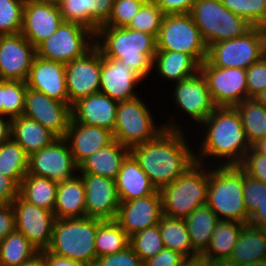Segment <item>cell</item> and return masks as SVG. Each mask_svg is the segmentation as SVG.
Listing matches in <instances>:
<instances>
[{
  "mask_svg": "<svg viewBox=\"0 0 266 266\" xmlns=\"http://www.w3.org/2000/svg\"><path fill=\"white\" fill-rule=\"evenodd\" d=\"M19 195V186L10 178L0 173V205L11 204Z\"/></svg>",
  "mask_w": 266,
  "mask_h": 266,
  "instance_id": "db71d44e",
  "label": "cell"
},
{
  "mask_svg": "<svg viewBox=\"0 0 266 266\" xmlns=\"http://www.w3.org/2000/svg\"><path fill=\"white\" fill-rule=\"evenodd\" d=\"M115 183L120 202L142 198L157 191L131 153L123 160Z\"/></svg>",
  "mask_w": 266,
  "mask_h": 266,
  "instance_id": "4316f807",
  "label": "cell"
},
{
  "mask_svg": "<svg viewBox=\"0 0 266 266\" xmlns=\"http://www.w3.org/2000/svg\"><path fill=\"white\" fill-rule=\"evenodd\" d=\"M156 124L149 107L140 96L119 102L113 130L114 140L131 149L150 141L164 129L163 124Z\"/></svg>",
  "mask_w": 266,
  "mask_h": 266,
  "instance_id": "9c48e42d",
  "label": "cell"
},
{
  "mask_svg": "<svg viewBox=\"0 0 266 266\" xmlns=\"http://www.w3.org/2000/svg\"><path fill=\"white\" fill-rule=\"evenodd\" d=\"M94 266H144V262L128 246L121 252L98 257Z\"/></svg>",
  "mask_w": 266,
  "mask_h": 266,
  "instance_id": "f907efd6",
  "label": "cell"
},
{
  "mask_svg": "<svg viewBox=\"0 0 266 266\" xmlns=\"http://www.w3.org/2000/svg\"><path fill=\"white\" fill-rule=\"evenodd\" d=\"M44 263L45 266H89L79 261L54 255L47 250H44Z\"/></svg>",
  "mask_w": 266,
  "mask_h": 266,
  "instance_id": "9f6ffc18",
  "label": "cell"
},
{
  "mask_svg": "<svg viewBox=\"0 0 266 266\" xmlns=\"http://www.w3.org/2000/svg\"><path fill=\"white\" fill-rule=\"evenodd\" d=\"M26 83L30 89L69 104L64 63L35 56Z\"/></svg>",
  "mask_w": 266,
  "mask_h": 266,
  "instance_id": "603a6c76",
  "label": "cell"
},
{
  "mask_svg": "<svg viewBox=\"0 0 266 266\" xmlns=\"http://www.w3.org/2000/svg\"><path fill=\"white\" fill-rule=\"evenodd\" d=\"M29 156L12 138L0 144V173L10 177L18 186L28 172Z\"/></svg>",
  "mask_w": 266,
  "mask_h": 266,
  "instance_id": "74e56055",
  "label": "cell"
},
{
  "mask_svg": "<svg viewBox=\"0 0 266 266\" xmlns=\"http://www.w3.org/2000/svg\"><path fill=\"white\" fill-rule=\"evenodd\" d=\"M252 147L260 154L266 155V137L259 139Z\"/></svg>",
  "mask_w": 266,
  "mask_h": 266,
  "instance_id": "6125c7cd",
  "label": "cell"
},
{
  "mask_svg": "<svg viewBox=\"0 0 266 266\" xmlns=\"http://www.w3.org/2000/svg\"><path fill=\"white\" fill-rule=\"evenodd\" d=\"M143 79L123 62L101 54L100 91L117 102L138 97L135 87Z\"/></svg>",
  "mask_w": 266,
  "mask_h": 266,
  "instance_id": "7402d4cb",
  "label": "cell"
},
{
  "mask_svg": "<svg viewBox=\"0 0 266 266\" xmlns=\"http://www.w3.org/2000/svg\"><path fill=\"white\" fill-rule=\"evenodd\" d=\"M165 14L152 0H147L133 17L129 29L154 35L156 38Z\"/></svg>",
  "mask_w": 266,
  "mask_h": 266,
  "instance_id": "7bdbcfd3",
  "label": "cell"
},
{
  "mask_svg": "<svg viewBox=\"0 0 266 266\" xmlns=\"http://www.w3.org/2000/svg\"><path fill=\"white\" fill-rule=\"evenodd\" d=\"M38 252L21 232L14 229L0 242V264L21 266Z\"/></svg>",
  "mask_w": 266,
  "mask_h": 266,
  "instance_id": "ab89813d",
  "label": "cell"
},
{
  "mask_svg": "<svg viewBox=\"0 0 266 266\" xmlns=\"http://www.w3.org/2000/svg\"><path fill=\"white\" fill-rule=\"evenodd\" d=\"M53 213L56 219L86 217L85 186L80 174L58 182Z\"/></svg>",
  "mask_w": 266,
  "mask_h": 266,
  "instance_id": "83f0119b",
  "label": "cell"
},
{
  "mask_svg": "<svg viewBox=\"0 0 266 266\" xmlns=\"http://www.w3.org/2000/svg\"><path fill=\"white\" fill-rule=\"evenodd\" d=\"M239 266H266V259L259 260L256 262L247 263V264H243V265H239Z\"/></svg>",
  "mask_w": 266,
  "mask_h": 266,
  "instance_id": "03108f58",
  "label": "cell"
},
{
  "mask_svg": "<svg viewBox=\"0 0 266 266\" xmlns=\"http://www.w3.org/2000/svg\"><path fill=\"white\" fill-rule=\"evenodd\" d=\"M247 224L266 230V198L257 205V208L249 215Z\"/></svg>",
  "mask_w": 266,
  "mask_h": 266,
  "instance_id": "6f0895ef",
  "label": "cell"
},
{
  "mask_svg": "<svg viewBox=\"0 0 266 266\" xmlns=\"http://www.w3.org/2000/svg\"><path fill=\"white\" fill-rule=\"evenodd\" d=\"M165 15L190 13L196 0H152Z\"/></svg>",
  "mask_w": 266,
  "mask_h": 266,
  "instance_id": "f5cc1de1",
  "label": "cell"
},
{
  "mask_svg": "<svg viewBox=\"0 0 266 266\" xmlns=\"http://www.w3.org/2000/svg\"><path fill=\"white\" fill-rule=\"evenodd\" d=\"M129 246L145 262L151 257L156 256L164 249L160 235L159 225H155L130 236Z\"/></svg>",
  "mask_w": 266,
  "mask_h": 266,
  "instance_id": "60d3db41",
  "label": "cell"
},
{
  "mask_svg": "<svg viewBox=\"0 0 266 266\" xmlns=\"http://www.w3.org/2000/svg\"><path fill=\"white\" fill-rule=\"evenodd\" d=\"M98 218L56 219L48 252L94 266Z\"/></svg>",
  "mask_w": 266,
  "mask_h": 266,
  "instance_id": "5b68a950",
  "label": "cell"
},
{
  "mask_svg": "<svg viewBox=\"0 0 266 266\" xmlns=\"http://www.w3.org/2000/svg\"><path fill=\"white\" fill-rule=\"evenodd\" d=\"M266 55V28L253 27L245 35L211 44L206 60L215 67L247 69Z\"/></svg>",
  "mask_w": 266,
  "mask_h": 266,
  "instance_id": "ba28073f",
  "label": "cell"
},
{
  "mask_svg": "<svg viewBox=\"0 0 266 266\" xmlns=\"http://www.w3.org/2000/svg\"><path fill=\"white\" fill-rule=\"evenodd\" d=\"M186 259L180 252L164 248L144 262V266H180Z\"/></svg>",
  "mask_w": 266,
  "mask_h": 266,
  "instance_id": "816d5d0a",
  "label": "cell"
},
{
  "mask_svg": "<svg viewBox=\"0 0 266 266\" xmlns=\"http://www.w3.org/2000/svg\"><path fill=\"white\" fill-rule=\"evenodd\" d=\"M95 46L102 56L120 60L142 79L152 73L157 52L154 35L127 27H99L95 33Z\"/></svg>",
  "mask_w": 266,
  "mask_h": 266,
  "instance_id": "3957f363",
  "label": "cell"
},
{
  "mask_svg": "<svg viewBox=\"0 0 266 266\" xmlns=\"http://www.w3.org/2000/svg\"><path fill=\"white\" fill-rule=\"evenodd\" d=\"M11 120L10 117L0 114V144L11 138Z\"/></svg>",
  "mask_w": 266,
  "mask_h": 266,
  "instance_id": "680465c9",
  "label": "cell"
},
{
  "mask_svg": "<svg viewBox=\"0 0 266 266\" xmlns=\"http://www.w3.org/2000/svg\"><path fill=\"white\" fill-rule=\"evenodd\" d=\"M248 98H254L266 89V55L246 69Z\"/></svg>",
  "mask_w": 266,
  "mask_h": 266,
  "instance_id": "c3c4849f",
  "label": "cell"
},
{
  "mask_svg": "<svg viewBox=\"0 0 266 266\" xmlns=\"http://www.w3.org/2000/svg\"><path fill=\"white\" fill-rule=\"evenodd\" d=\"M162 216V197L160 191L148 196L120 202L115 221L132 236L143 229L159 224Z\"/></svg>",
  "mask_w": 266,
  "mask_h": 266,
  "instance_id": "d6986e66",
  "label": "cell"
},
{
  "mask_svg": "<svg viewBox=\"0 0 266 266\" xmlns=\"http://www.w3.org/2000/svg\"><path fill=\"white\" fill-rule=\"evenodd\" d=\"M26 90L25 81L3 80V115L11 119L23 115Z\"/></svg>",
  "mask_w": 266,
  "mask_h": 266,
  "instance_id": "ee69618b",
  "label": "cell"
},
{
  "mask_svg": "<svg viewBox=\"0 0 266 266\" xmlns=\"http://www.w3.org/2000/svg\"><path fill=\"white\" fill-rule=\"evenodd\" d=\"M261 105L266 108V89L260 92L258 95L254 97Z\"/></svg>",
  "mask_w": 266,
  "mask_h": 266,
  "instance_id": "be15d7a7",
  "label": "cell"
},
{
  "mask_svg": "<svg viewBox=\"0 0 266 266\" xmlns=\"http://www.w3.org/2000/svg\"><path fill=\"white\" fill-rule=\"evenodd\" d=\"M78 172L69 144L64 137H58L50 145L29 156L28 174L62 182Z\"/></svg>",
  "mask_w": 266,
  "mask_h": 266,
  "instance_id": "4fadbf2b",
  "label": "cell"
},
{
  "mask_svg": "<svg viewBox=\"0 0 266 266\" xmlns=\"http://www.w3.org/2000/svg\"><path fill=\"white\" fill-rule=\"evenodd\" d=\"M202 125L206 131H203V142L198 146V153L195 152V161L198 163L210 165L209 162L204 163V160L214 157V161L220 159L216 162L221 166L239 165L252 147L235 107H216L200 127Z\"/></svg>",
  "mask_w": 266,
  "mask_h": 266,
  "instance_id": "7a4b0ae2",
  "label": "cell"
},
{
  "mask_svg": "<svg viewBox=\"0 0 266 266\" xmlns=\"http://www.w3.org/2000/svg\"><path fill=\"white\" fill-rule=\"evenodd\" d=\"M36 48L21 34L0 35V79L25 81Z\"/></svg>",
  "mask_w": 266,
  "mask_h": 266,
  "instance_id": "ac0fdd59",
  "label": "cell"
},
{
  "mask_svg": "<svg viewBox=\"0 0 266 266\" xmlns=\"http://www.w3.org/2000/svg\"><path fill=\"white\" fill-rule=\"evenodd\" d=\"M130 237L115 220L98 218L95 249L98 257L115 254L129 246Z\"/></svg>",
  "mask_w": 266,
  "mask_h": 266,
  "instance_id": "8d00e7d4",
  "label": "cell"
},
{
  "mask_svg": "<svg viewBox=\"0 0 266 266\" xmlns=\"http://www.w3.org/2000/svg\"><path fill=\"white\" fill-rule=\"evenodd\" d=\"M173 87V100L186 115L200 124L214 111V105L206 78L201 72L186 80L176 82Z\"/></svg>",
  "mask_w": 266,
  "mask_h": 266,
  "instance_id": "ffe728a7",
  "label": "cell"
},
{
  "mask_svg": "<svg viewBox=\"0 0 266 266\" xmlns=\"http://www.w3.org/2000/svg\"><path fill=\"white\" fill-rule=\"evenodd\" d=\"M247 175L266 183V155L251 147L238 165Z\"/></svg>",
  "mask_w": 266,
  "mask_h": 266,
  "instance_id": "681fc988",
  "label": "cell"
},
{
  "mask_svg": "<svg viewBox=\"0 0 266 266\" xmlns=\"http://www.w3.org/2000/svg\"><path fill=\"white\" fill-rule=\"evenodd\" d=\"M115 0H59L57 4L64 22L85 26L94 33L111 14Z\"/></svg>",
  "mask_w": 266,
  "mask_h": 266,
  "instance_id": "484cf974",
  "label": "cell"
},
{
  "mask_svg": "<svg viewBox=\"0 0 266 266\" xmlns=\"http://www.w3.org/2000/svg\"><path fill=\"white\" fill-rule=\"evenodd\" d=\"M95 46V33L74 22H62L50 37L36 47V56L64 64L84 56Z\"/></svg>",
  "mask_w": 266,
  "mask_h": 266,
  "instance_id": "30bf717a",
  "label": "cell"
},
{
  "mask_svg": "<svg viewBox=\"0 0 266 266\" xmlns=\"http://www.w3.org/2000/svg\"><path fill=\"white\" fill-rule=\"evenodd\" d=\"M266 259V230L245 224L229 259L222 266H239Z\"/></svg>",
  "mask_w": 266,
  "mask_h": 266,
  "instance_id": "4dcf8cb0",
  "label": "cell"
},
{
  "mask_svg": "<svg viewBox=\"0 0 266 266\" xmlns=\"http://www.w3.org/2000/svg\"><path fill=\"white\" fill-rule=\"evenodd\" d=\"M244 225L240 222L219 220L208 248L201 255L211 264L222 266L229 259Z\"/></svg>",
  "mask_w": 266,
  "mask_h": 266,
  "instance_id": "d6a6232c",
  "label": "cell"
},
{
  "mask_svg": "<svg viewBox=\"0 0 266 266\" xmlns=\"http://www.w3.org/2000/svg\"><path fill=\"white\" fill-rule=\"evenodd\" d=\"M184 220L190 235L192 247L201 255L208 248L219 218L206 204L195 209Z\"/></svg>",
  "mask_w": 266,
  "mask_h": 266,
  "instance_id": "836d02e7",
  "label": "cell"
},
{
  "mask_svg": "<svg viewBox=\"0 0 266 266\" xmlns=\"http://www.w3.org/2000/svg\"><path fill=\"white\" fill-rule=\"evenodd\" d=\"M158 225L164 248L180 252L186 258L199 255L192 247L184 218L162 215Z\"/></svg>",
  "mask_w": 266,
  "mask_h": 266,
  "instance_id": "d590c367",
  "label": "cell"
},
{
  "mask_svg": "<svg viewBox=\"0 0 266 266\" xmlns=\"http://www.w3.org/2000/svg\"><path fill=\"white\" fill-rule=\"evenodd\" d=\"M11 204L14 209L15 229L39 252L47 250L56 220L54 213L25 201L20 195Z\"/></svg>",
  "mask_w": 266,
  "mask_h": 266,
  "instance_id": "5bb4252c",
  "label": "cell"
},
{
  "mask_svg": "<svg viewBox=\"0 0 266 266\" xmlns=\"http://www.w3.org/2000/svg\"><path fill=\"white\" fill-rule=\"evenodd\" d=\"M85 186L86 217L115 220L120 200L114 179L80 174Z\"/></svg>",
  "mask_w": 266,
  "mask_h": 266,
  "instance_id": "44dd1931",
  "label": "cell"
},
{
  "mask_svg": "<svg viewBox=\"0 0 266 266\" xmlns=\"http://www.w3.org/2000/svg\"><path fill=\"white\" fill-rule=\"evenodd\" d=\"M266 198V183L245 174L243 171V199L250 215Z\"/></svg>",
  "mask_w": 266,
  "mask_h": 266,
  "instance_id": "7dc6e473",
  "label": "cell"
},
{
  "mask_svg": "<svg viewBox=\"0 0 266 266\" xmlns=\"http://www.w3.org/2000/svg\"><path fill=\"white\" fill-rule=\"evenodd\" d=\"M118 103L101 92L91 94L72 105V119L77 123L102 127L113 132Z\"/></svg>",
  "mask_w": 266,
  "mask_h": 266,
  "instance_id": "d4e9b609",
  "label": "cell"
},
{
  "mask_svg": "<svg viewBox=\"0 0 266 266\" xmlns=\"http://www.w3.org/2000/svg\"><path fill=\"white\" fill-rule=\"evenodd\" d=\"M157 51H180L200 64L207 58V46L190 13L165 15L159 29Z\"/></svg>",
  "mask_w": 266,
  "mask_h": 266,
  "instance_id": "8fae6325",
  "label": "cell"
},
{
  "mask_svg": "<svg viewBox=\"0 0 266 266\" xmlns=\"http://www.w3.org/2000/svg\"><path fill=\"white\" fill-rule=\"evenodd\" d=\"M15 229L12 204L0 205V242Z\"/></svg>",
  "mask_w": 266,
  "mask_h": 266,
  "instance_id": "11a10c76",
  "label": "cell"
},
{
  "mask_svg": "<svg viewBox=\"0 0 266 266\" xmlns=\"http://www.w3.org/2000/svg\"><path fill=\"white\" fill-rule=\"evenodd\" d=\"M209 166L195 162L171 184L159 191L162 197V215L186 218L195 209L207 203Z\"/></svg>",
  "mask_w": 266,
  "mask_h": 266,
  "instance_id": "8992f818",
  "label": "cell"
},
{
  "mask_svg": "<svg viewBox=\"0 0 266 266\" xmlns=\"http://www.w3.org/2000/svg\"><path fill=\"white\" fill-rule=\"evenodd\" d=\"M58 182L26 174L19 186V195L27 202L53 212Z\"/></svg>",
  "mask_w": 266,
  "mask_h": 266,
  "instance_id": "e575fe53",
  "label": "cell"
},
{
  "mask_svg": "<svg viewBox=\"0 0 266 266\" xmlns=\"http://www.w3.org/2000/svg\"><path fill=\"white\" fill-rule=\"evenodd\" d=\"M62 22L57 2L25 0L20 33L36 48L56 32Z\"/></svg>",
  "mask_w": 266,
  "mask_h": 266,
  "instance_id": "e0dca14e",
  "label": "cell"
},
{
  "mask_svg": "<svg viewBox=\"0 0 266 266\" xmlns=\"http://www.w3.org/2000/svg\"><path fill=\"white\" fill-rule=\"evenodd\" d=\"M147 0H115L108 21L100 27H127Z\"/></svg>",
  "mask_w": 266,
  "mask_h": 266,
  "instance_id": "bcb514c9",
  "label": "cell"
},
{
  "mask_svg": "<svg viewBox=\"0 0 266 266\" xmlns=\"http://www.w3.org/2000/svg\"><path fill=\"white\" fill-rule=\"evenodd\" d=\"M129 153V148L114 140L106 147L86 158L78 166L77 173L105 176L115 180L123 160Z\"/></svg>",
  "mask_w": 266,
  "mask_h": 266,
  "instance_id": "f546056e",
  "label": "cell"
},
{
  "mask_svg": "<svg viewBox=\"0 0 266 266\" xmlns=\"http://www.w3.org/2000/svg\"><path fill=\"white\" fill-rule=\"evenodd\" d=\"M64 138L69 144L77 166L86 158L114 141L112 131L102 127L77 123L72 118Z\"/></svg>",
  "mask_w": 266,
  "mask_h": 266,
  "instance_id": "cb8c5ba5",
  "label": "cell"
},
{
  "mask_svg": "<svg viewBox=\"0 0 266 266\" xmlns=\"http://www.w3.org/2000/svg\"><path fill=\"white\" fill-rule=\"evenodd\" d=\"M180 266H215V265L211 264L202 255H198L192 258H186Z\"/></svg>",
  "mask_w": 266,
  "mask_h": 266,
  "instance_id": "91938a15",
  "label": "cell"
},
{
  "mask_svg": "<svg viewBox=\"0 0 266 266\" xmlns=\"http://www.w3.org/2000/svg\"><path fill=\"white\" fill-rule=\"evenodd\" d=\"M210 163L206 204L219 220L247 224L249 215L243 199V170L238 165Z\"/></svg>",
  "mask_w": 266,
  "mask_h": 266,
  "instance_id": "277c9868",
  "label": "cell"
},
{
  "mask_svg": "<svg viewBox=\"0 0 266 266\" xmlns=\"http://www.w3.org/2000/svg\"><path fill=\"white\" fill-rule=\"evenodd\" d=\"M235 108L238 110L247 140L251 146L266 137V108L255 98L244 99Z\"/></svg>",
  "mask_w": 266,
  "mask_h": 266,
  "instance_id": "f35d334b",
  "label": "cell"
},
{
  "mask_svg": "<svg viewBox=\"0 0 266 266\" xmlns=\"http://www.w3.org/2000/svg\"><path fill=\"white\" fill-rule=\"evenodd\" d=\"M101 52L94 46L84 56L65 64V78L72 106L78 100L100 91Z\"/></svg>",
  "mask_w": 266,
  "mask_h": 266,
  "instance_id": "9a60e30c",
  "label": "cell"
},
{
  "mask_svg": "<svg viewBox=\"0 0 266 266\" xmlns=\"http://www.w3.org/2000/svg\"><path fill=\"white\" fill-rule=\"evenodd\" d=\"M21 266H45L44 250L38 252L31 259L25 261Z\"/></svg>",
  "mask_w": 266,
  "mask_h": 266,
  "instance_id": "94428289",
  "label": "cell"
},
{
  "mask_svg": "<svg viewBox=\"0 0 266 266\" xmlns=\"http://www.w3.org/2000/svg\"><path fill=\"white\" fill-rule=\"evenodd\" d=\"M169 121L153 139L130 149L157 190L174 182L196 162L194 148L189 146L182 127Z\"/></svg>",
  "mask_w": 266,
  "mask_h": 266,
  "instance_id": "6da1fadb",
  "label": "cell"
},
{
  "mask_svg": "<svg viewBox=\"0 0 266 266\" xmlns=\"http://www.w3.org/2000/svg\"><path fill=\"white\" fill-rule=\"evenodd\" d=\"M0 114L3 115V79H0Z\"/></svg>",
  "mask_w": 266,
  "mask_h": 266,
  "instance_id": "e7e4bbea",
  "label": "cell"
},
{
  "mask_svg": "<svg viewBox=\"0 0 266 266\" xmlns=\"http://www.w3.org/2000/svg\"><path fill=\"white\" fill-rule=\"evenodd\" d=\"M25 0H0V35L21 32Z\"/></svg>",
  "mask_w": 266,
  "mask_h": 266,
  "instance_id": "f6af8a7d",
  "label": "cell"
},
{
  "mask_svg": "<svg viewBox=\"0 0 266 266\" xmlns=\"http://www.w3.org/2000/svg\"><path fill=\"white\" fill-rule=\"evenodd\" d=\"M162 79L180 82L200 72V63L190 54L180 51H157L152 63Z\"/></svg>",
  "mask_w": 266,
  "mask_h": 266,
  "instance_id": "f1b7e54d",
  "label": "cell"
},
{
  "mask_svg": "<svg viewBox=\"0 0 266 266\" xmlns=\"http://www.w3.org/2000/svg\"><path fill=\"white\" fill-rule=\"evenodd\" d=\"M71 107L27 87L23 116L42 124L57 137H65L72 118Z\"/></svg>",
  "mask_w": 266,
  "mask_h": 266,
  "instance_id": "2e32d148",
  "label": "cell"
},
{
  "mask_svg": "<svg viewBox=\"0 0 266 266\" xmlns=\"http://www.w3.org/2000/svg\"><path fill=\"white\" fill-rule=\"evenodd\" d=\"M190 14L207 47L241 37L254 27L232 13L221 0H196Z\"/></svg>",
  "mask_w": 266,
  "mask_h": 266,
  "instance_id": "52a82bcc",
  "label": "cell"
},
{
  "mask_svg": "<svg viewBox=\"0 0 266 266\" xmlns=\"http://www.w3.org/2000/svg\"><path fill=\"white\" fill-rule=\"evenodd\" d=\"M200 72L207 80L216 107H235L248 98L245 69L215 67L204 60Z\"/></svg>",
  "mask_w": 266,
  "mask_h": 266,
  "instance_id": "7c38bea8",
  "label": "cell"
},
{
  "mask_svg": "<svg viewBox=\"0 0 266 266\" xmlns=\"http://www.w3.org/2000/svg\"><path fill=\"white\" fill-rule=\"evenodd\" d=\"M11 138L30 156L58 137L42 124L21 115L11 120Z\"/></svg>",
  "mask_w": 266,
  "mask_h": 266,
  "instance_id": "1f68e13d",
  "label": "cell"
},
{
  "mask_svg": "<svg viewBox=\"0 0 266 266\" xmlns=\"http://www.w3.org/2000/svg\"><path fill=\"white\" fill-rule=\"evenodd\" d=\"M232 13L243 17L254 27L266 28V0H221Z\"/></svg>",
  "mask_w": 266,
  "mask_h": 266,
  "instance_id": "b9f144b4",
  "label": "cell"
}]
</instances>
